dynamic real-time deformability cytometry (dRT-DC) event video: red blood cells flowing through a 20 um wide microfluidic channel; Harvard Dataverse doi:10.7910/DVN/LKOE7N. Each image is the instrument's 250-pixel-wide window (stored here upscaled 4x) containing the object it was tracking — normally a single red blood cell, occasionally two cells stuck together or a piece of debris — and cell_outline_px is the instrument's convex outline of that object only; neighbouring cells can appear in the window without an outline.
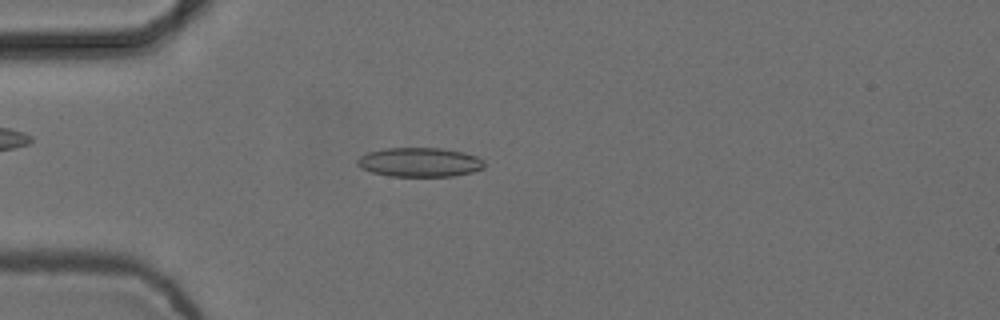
{"species": "common noctule bat (a hibernating species)", "species_latin": "Nyctalus noctula", "temperature_condition": "cold", "stored_images_in_passage": 5, "camera_frame_rate_fps": 3000, "um_per_image_px": 0.085, "animal": {"sex": "female", "body_mass_g": 24.6, "forearm_length_mm": 56.2}, "frame": {"image": 1, "passage_image": 4, "time_ms": 1.0, "image_size_px": [1000, 320], "cell_outline_px": [[484, 168], [472, 172], [452, 176], [388, 176], [372, 172], [360, 168], [356, 164], [356, 160], [360, 156], [368, 152], [384, 148], [440, 148], [464, 152], [476, 156], [484, 160]], "centroid_in_image_um": [35.65, 13.79], "position_along_channel_um": 49.3, "area_um2": 21.73}}